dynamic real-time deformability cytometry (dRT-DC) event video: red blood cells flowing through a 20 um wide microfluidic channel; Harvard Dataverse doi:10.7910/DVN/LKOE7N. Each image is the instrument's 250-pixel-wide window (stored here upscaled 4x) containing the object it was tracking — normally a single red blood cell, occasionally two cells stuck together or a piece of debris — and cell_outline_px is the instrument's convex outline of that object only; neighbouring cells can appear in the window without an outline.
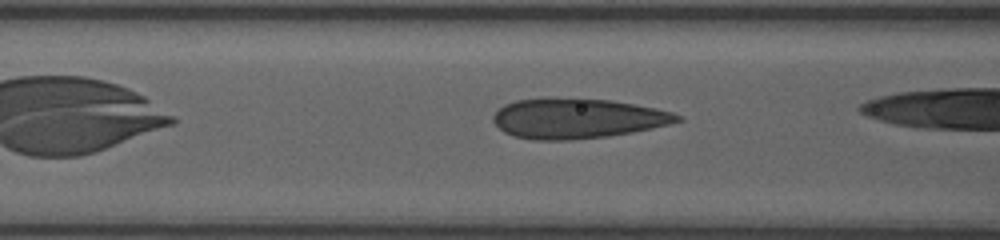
{"species": "human", "species_latin": "Homo sapiens", "temperature_condition": "room temperature", "stored_images_in_passage": 8, "camera_frame_rate_fps": 3000, "um_per_image_px": 0.085, "donor": {"sex": "female"}, "frame": {"image": 1, "passage_image": 8, "time_ms": 3.333, "image_size_px": [1000, 240], "cell_outline_px": [[684, 120], [668, 124], [632, 132], [608, 136], [572, 140], [532, 140], [516, 136], [504, 132], [492, 120], [492, 116], [504, 104], [516, 100], [544, 96], [548, 96], [608, 100], [632, 104], [672, 112], [680, 116]], "centroid_in_image_um": [49.0, 10.05], "position_along_channel_um": 117.6, "area_um2": 43.12}}